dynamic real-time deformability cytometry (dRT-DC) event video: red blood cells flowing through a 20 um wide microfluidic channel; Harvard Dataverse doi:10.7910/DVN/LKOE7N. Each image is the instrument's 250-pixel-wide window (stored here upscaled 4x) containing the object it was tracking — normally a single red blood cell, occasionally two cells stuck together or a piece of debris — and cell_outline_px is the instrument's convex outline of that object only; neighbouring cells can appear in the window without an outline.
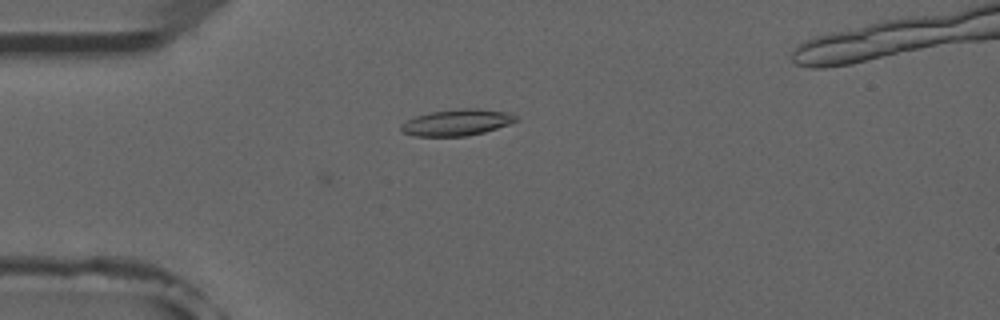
{"species": "common noctule bat (a hibernating species)", "species_latin": "Nyctalus noctula", "temperature_condition": "room temperature", "stored_images_in_passage": 4, "camera_frame_rate_fps": 3000, "um_per_image_px": 0.085, "animal": {"sex": "male", "forearm_length_mm": 52.5}, "frame": {"image": 1, "passage_image": 3, "time_ms": 2.333, "image_size_px": [1000, 320], "cell_outline_px": [[516, 120], [508, 124], [484, 132], [468, 136], [412, 136], [400, 132], [400, 124], [416, 116], [432, 112], [464, 108], [476, 108], [508, 112], [516, 116]], "centroid_in_image_um": [38.78, 10.42], "position_along_channel_um": 46.2, "area_um2": 17.51}}